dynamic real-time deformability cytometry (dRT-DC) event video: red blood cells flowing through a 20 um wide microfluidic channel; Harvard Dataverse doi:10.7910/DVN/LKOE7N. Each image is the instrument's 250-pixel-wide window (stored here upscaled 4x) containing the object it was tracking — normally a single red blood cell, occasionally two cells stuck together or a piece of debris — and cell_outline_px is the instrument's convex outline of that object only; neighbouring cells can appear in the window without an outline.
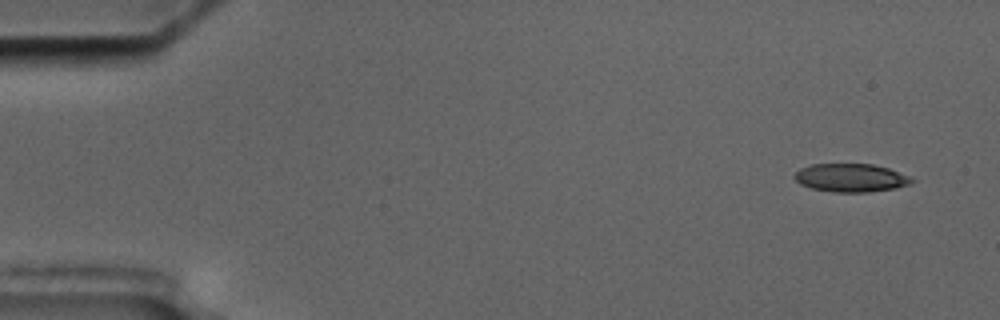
{"species": "common noctule bat (a hibernating species)", "species_latin": "Nyctalus noctula", "temperature_condition": "cold", "stored_images_in_passage": 5, "camera_frame_rate_fps": 3000, "um_per_image_px": 0.085, "animal": {"sex": "male", "body_mass_g": 17.5, "forearm_length_mm": 52.3}, "frame": {"image": 1, "passage_image": 1, "time_ms": 0.0, "image_size_px": [1000, 320], "cell_outline_px": [[916, 180], [912, 184], [896, 188], [868, 192], [832, 192], [812, 188], [800, 184], [792, 176], [800, 168], [812, 164], [872, 164], [888, 168], [908, 176]], "centroid_in_image_um": [72.32, 15.11], "position_along_channel_um": 12.7, "area_um2": 19.36}}